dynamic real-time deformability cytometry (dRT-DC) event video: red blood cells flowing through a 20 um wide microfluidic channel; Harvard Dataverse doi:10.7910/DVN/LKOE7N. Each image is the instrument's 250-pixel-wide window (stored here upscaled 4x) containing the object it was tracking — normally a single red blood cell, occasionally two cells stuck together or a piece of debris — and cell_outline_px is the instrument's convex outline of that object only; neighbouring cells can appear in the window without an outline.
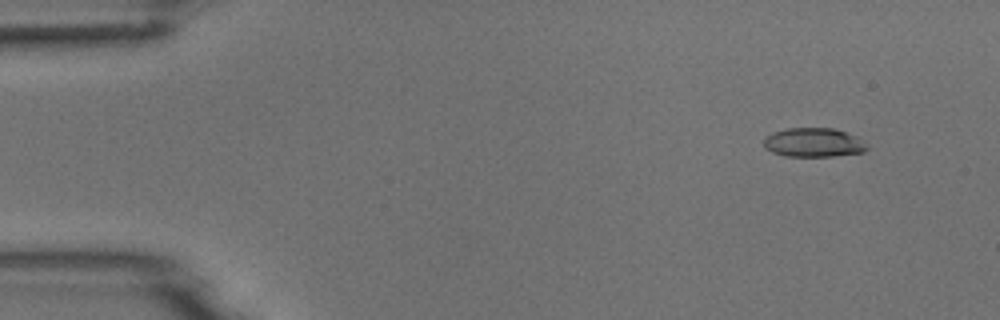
{"species": "common noctule bat (a hibernating species)", "species_latin": "Nyctalus noctula", "temperature_condition": "room temperature", "stored_images_in_passage": 6, "camera_frame_rate_fps": 3000, "um_per_image_px": 0.085, "animal": {"sex": "male", "body_mass_g": 18.8}, "frame": {"image": 1, "passage_image": 2, "time_ms": 0.333, "image_size_px": [1000, 320], "cell_outline_px": [[868, 148], [864, 152], [832, 156], [784, 156], [772, 152], [764, 148], [764, 136], [772, 132], [788, 128], [832, 128], [856, 136], [868, 144]], "centroid_in_image_um": [69.13, 12.11], "position_along_channel_um": 15.9, "area_um2": 17.57}}
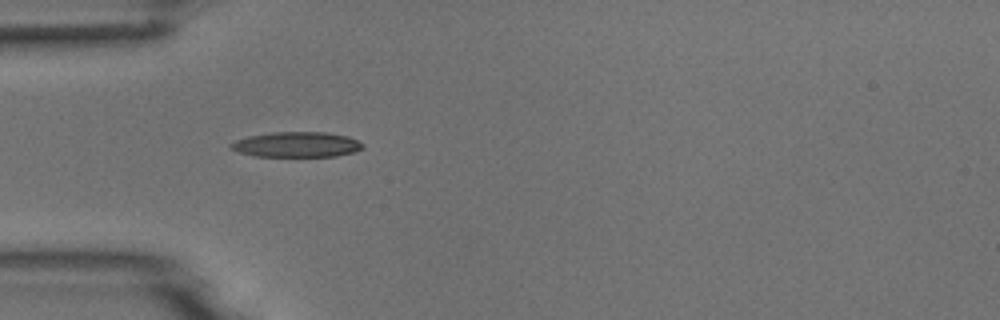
{"frame": {"image": 2, "passage_image": 5, "time_ms": 1.333, "image_size_px": [1000, 320], "cell_outline_px": [[364, 148], [352, 152], [336, 156], [256, 156], [240, 152], [228, 148], [228, 144], [236, 140], [248, 136], [272, 132], [328, 132], [348, 136], [364, 144]], "centroid_in_image_um": [25.2, 12.28], "position_along_channel_um": 59.8, "area_um2": 19.42}}